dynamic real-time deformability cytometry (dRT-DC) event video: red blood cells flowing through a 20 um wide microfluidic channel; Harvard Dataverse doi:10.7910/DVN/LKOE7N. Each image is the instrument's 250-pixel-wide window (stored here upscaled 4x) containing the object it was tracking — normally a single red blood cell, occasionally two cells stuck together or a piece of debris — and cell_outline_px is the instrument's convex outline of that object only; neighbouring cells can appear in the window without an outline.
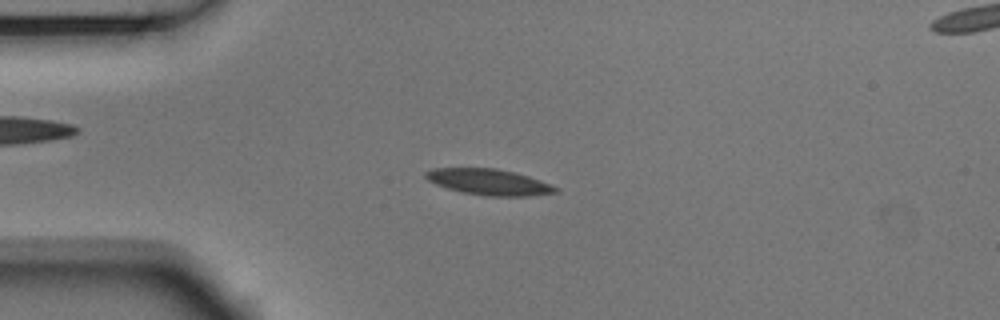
{"species": "Egyptian fruit bat (a non-hibernating species)", "species_latin": "Rousettus aegyptiacus", "temperature_condition": "room temperature", "stored_images_in_passage": 53, "camera_frame_rate_fps": 3000, "um_per_image_px": 0.085, "animal": {"sex": "male"}, "frame": {"image": 1, "passage_image": 13, "time_ms": 4.0, "image_size_px": [1000, 320], "cell_outline_px": [[560, 188], [556, 192], [528, 196], [484, 196], [464, 192], [448, 188], [436, 184], [428, 180], [424, 176], [424, 172], [432, 168], [496, 168], [528, 176], [540, 180]], "centroid_in_image_um": [41.54, 15.47], "position_along_channel_um": 43.5, "area_um2": 19.54}}
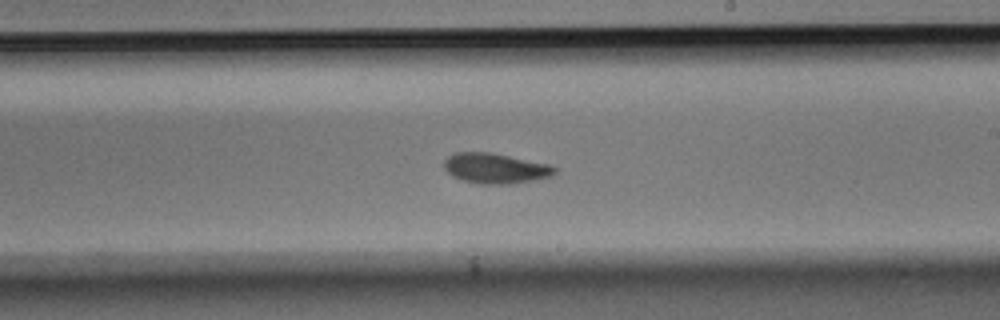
{"frame": {"image": 2, "passage_image": 31, "time_ms": 10.0, "image_size_px": [1000, 320], "cell_outline_px": [[556, 172], [552, 176], [536, 180], [508, 184], [480, 184], [460, 180], [452, 176], [444, 168], [444, 160], [448, 156], [456, 152], [488, 152], [548, 164], [556, 168]], "centroid_in_image_um": [42.08, 14.32], "position_along_channel_um": 246.9, "area_um2": 19.48}}
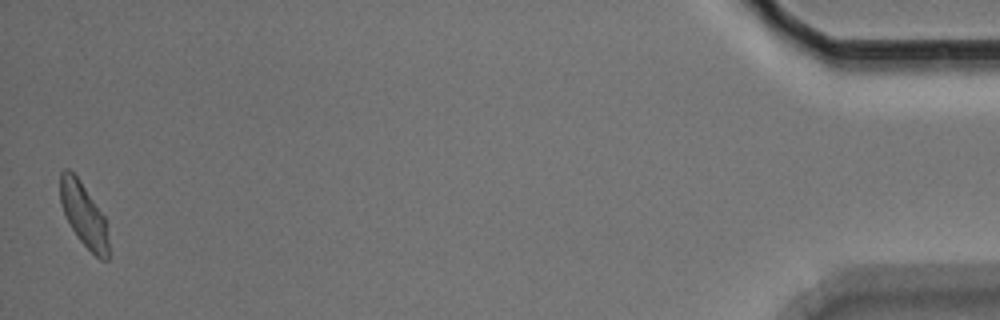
{"frame": {"image": 3, "passage_image": 53, "time_ms": 17.333, "image_size_px": [1000, 320], "cell_outline_px": [[108, 260], [100, 260], [80, 240], [72, 228], [60, 204], [60, 172], [64, 168], [68, 168], [80, 180], [104, 216], [108, 240]], "centroid_in_image_um": [7.1, 18.23], "position_along_channel_um": 428.1, "area_um2": 17.63}, "authors_computed_cell_mechanics": {"area_um2": 19.1318, "velocity_mm_per_s": 3.7244, "shape_relaxation_time_tau1_ms": 3.1655, "shape_relaxation_time_tau2_ms": 2.2369, "deformation_change_tau1": 0.1253, "deformation_change_tau2": 0.0794}}